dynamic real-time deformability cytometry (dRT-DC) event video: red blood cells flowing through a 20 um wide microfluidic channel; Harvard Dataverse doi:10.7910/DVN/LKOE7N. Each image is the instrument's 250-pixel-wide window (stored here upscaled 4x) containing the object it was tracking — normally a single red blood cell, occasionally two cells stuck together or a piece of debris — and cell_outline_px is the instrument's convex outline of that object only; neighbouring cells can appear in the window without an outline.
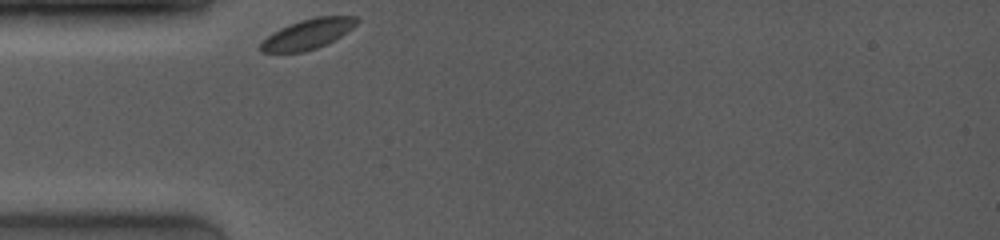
{"species": "common noctule bat (a hibernating species)", "species_latin": "Nyctalus noctula", "temperature_condition": "room temperature", "stored_images_in_passage": 25, "camera_frame_rate_fps": 4000, "um_per_image_px": 0.085, "animal": {"sex": "female", "body_mass_g": 19.0, "forearm_length_mm": 53.3}, "frame": {"image": 1, "passage_image": 1, "time_ms": 0.0, "image_size_px": [1000, 240], "cell_outline_px": [[360, 20], [352, 28], [340, 36], [316, 48], [304, 52], [260, 52], [260, 44], [272, 32], [280, 28], [300, 20], [316, 16], [356, 16]], "centroid_in_image_um": [26.16, 2.88], "position_along_channel_um": 58.8, "area_um2": 16.59}}
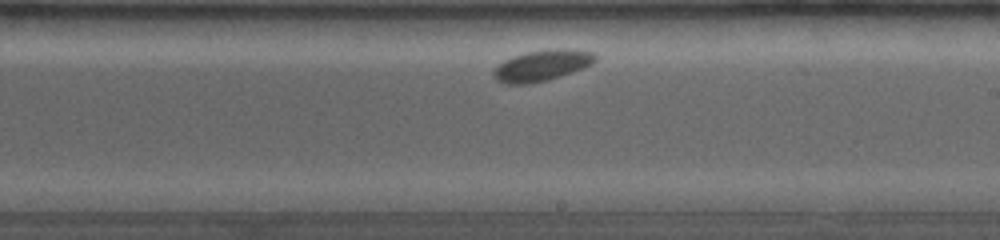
{"frame": {"image": 2, "passage_image": 14, "time_ms": 5.25, "image_size_px": [1000, 240], "cell_outline_px": [[596, 60], [592, 64], [584, 68], [548, 80], [532, 84], [504, 84], [496, 80], [492, 76], [492, 72], [504, 60], [512, 56], [524, 52], [548, 48], [572, 48], [592, 52], [596, 56]], "centroid_in_image_um": [46.06, 5.55], "position_along_channel_um": 242.9, "area_um2": 18.79}}
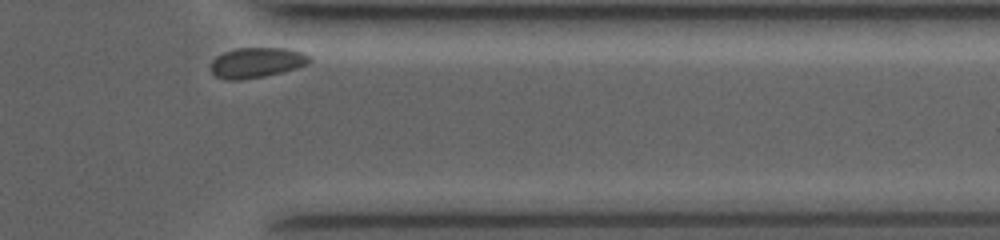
{"frame": {"image": 3, "passage_image": 25, "time_ms": 9.25, "image_size_px": [1000, 240], "cell_outline_px": [[312, 60], [308, 64], [296, 68], [264, 76], [240, 80], [224, 80], [216, 76], [212, 72], [212, 60], [216, 56], [224, 52], [236, 48], [284, 48], [304, 52]], "centroid_in_image_um": [21.81, 5.32], "position_along_channel_um": 389.6, "area_um2": 17.34}}